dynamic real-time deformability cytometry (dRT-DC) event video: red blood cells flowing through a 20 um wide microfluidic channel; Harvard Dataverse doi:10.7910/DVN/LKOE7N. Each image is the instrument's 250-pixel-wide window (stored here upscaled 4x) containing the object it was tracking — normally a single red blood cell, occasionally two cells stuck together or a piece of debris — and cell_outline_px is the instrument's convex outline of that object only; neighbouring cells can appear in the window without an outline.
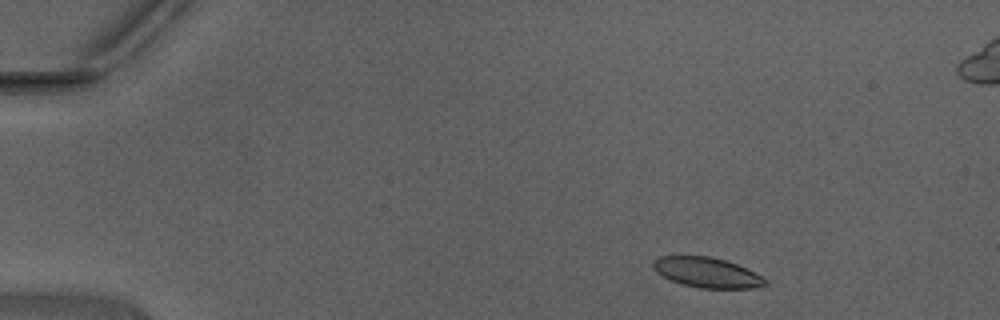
{"species": "Egyptian fruit bat (a non-hibernating species)", "species_latin": "Rousettus aegyptiacus", "temperature_condition": "warm", "stored_images_in_passage": 44, "segment_of_instrument_passage": [1, 2], "camera_frame_rate_fps": 3000, "um_per_image_px": 0.085, "animal": {"sex": "male"}, "frame": {"image": 1, "passage_image": 3, "time_ms": 0.667, "image_size_px": [1000, 320], "cell_outline_px": [[768, 284], [756, 288], [700, 288], [684, 284], [672, 280], [656, 272], [652, 268], [652, 260], [660, 256], [708, 256], [724, 260], [736, 264], [768, 280]], "centroid_in_image_um": [60.07, 23.16], "position_along_channel_um": 24.9, "area_um2": 19.42}}
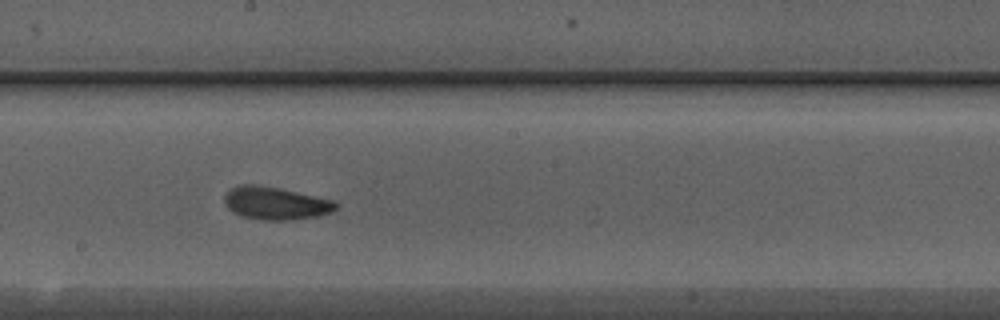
{"frame": {"image": 2, "passage_image": 23, "time_ms": 7.333, "image_size_px": [1000, 320], "cell_outline_px": [[336, 208], [332, 212], [320, 216], [296, 220], [260, 220], [240, 216], [232, 212], [224, 204], [224, 196], [232, 188], [240, 184], [256, 184], [296, 192], [332, 200], [336, 204]], "centroid_in_image_um": [23.39, 17.3], "position_along_channel_um": 224.8, "area_um2": 21.27}}
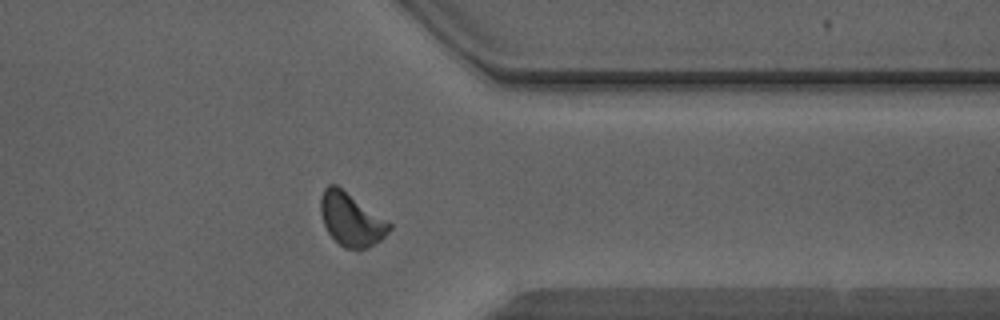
{"frame": {"image": 3, "passage_image": 34, "time_ms": 11.0, "image_size_px": [1000, 320], "cell_outline_px": [[392, 228], [380, 240], [368, 248], [344, 248], [328, 232], [324, 224], [320, 212], [320, 200], [324, 188], [328, 184], [336, 184], [392, 224]], "centroid_in_image_um": [29.83, 18.64], "position_along_channel_um": 381.6, "area_um2": 20.92}}